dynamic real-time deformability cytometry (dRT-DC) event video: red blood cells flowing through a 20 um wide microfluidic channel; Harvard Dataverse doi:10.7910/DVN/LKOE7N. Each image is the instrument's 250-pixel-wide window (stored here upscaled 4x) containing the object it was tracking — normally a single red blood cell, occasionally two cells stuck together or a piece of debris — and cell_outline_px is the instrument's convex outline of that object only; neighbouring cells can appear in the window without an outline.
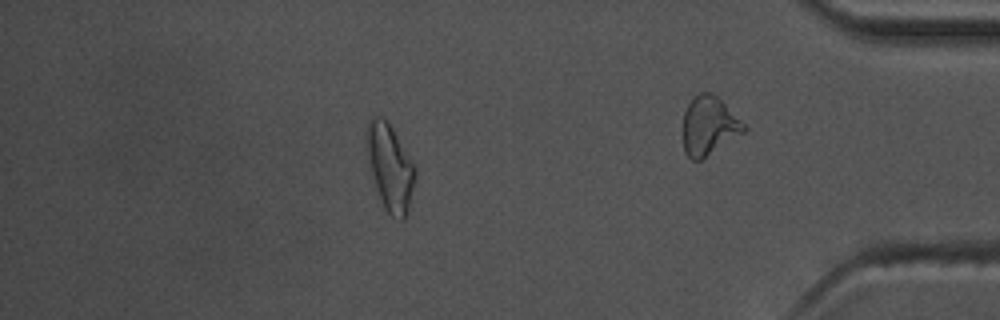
{"species": "common noctule bat (a hibernating species)", "species_latin": "Nyctalus noctula", "temperature_condition": "warm", "stored_images_in_passage": 57, "camera_frame_rate_fps": 3000, "um_per_image_px": 0.085, "animal": {"sex": "male", "body_mass_g": 17.5, "forearm_length_mm": 52.3}, "frame": {"image": 1, "passage_image": 49, "time_ms": 16.0, "image_size_px": [1000, 320], "cell_outline_px": [[416, 176], [408, 212], [404, 220], [400, 220], [392, 216], [384, 208], [368, 168], [364, 148], [364, 132], [368, 120], [372, 116], [380, 116], [388, 120], [416, 164]], "centroid_in_image_um": [33.12, 14.15], "position_along_channel_um": 402.1, "area_um2": 25.66}, "authors_computed_cell_mechanics": {"area_um2": 21.1548, "velocity_mm_per_s": 3.6407, "shape_relaxation_time_tau1_ms": 5.5688, "shape_relaxation_time_tau2_ms": 3.4902, "deformation_change_tau1": 0.1879, "deformation_change_tau2": 0.105}}